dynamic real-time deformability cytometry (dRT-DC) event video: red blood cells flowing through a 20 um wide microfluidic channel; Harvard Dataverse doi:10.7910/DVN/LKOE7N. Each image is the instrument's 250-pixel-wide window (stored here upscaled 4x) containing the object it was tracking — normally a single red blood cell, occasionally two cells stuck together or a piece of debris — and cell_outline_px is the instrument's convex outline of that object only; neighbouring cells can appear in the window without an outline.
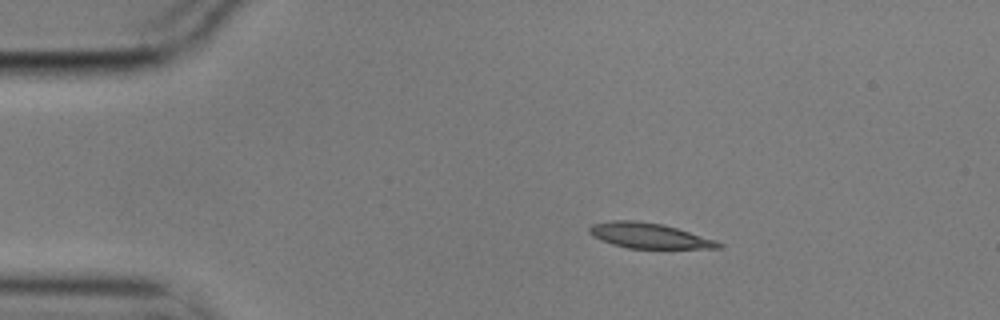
{"species": "common noctule bat (a hibernating species)", "species_latin": "Nyctalus noctula", "temperature_condition": "cold", "stored_images_in_passage": 6, "camera_frame_rate_fps": 3000, "um_per_image_px": 0.085, "animal": {"sex": "male", "body_mass_g": 17.9}, "frame": {"image": 1, "passage_image": 2, "time_ms": 0.333, "image_size_px": [1000, 320], "cell_outline_px": [[724, 248], [628, 248], [612, 244], [600, 240], [592, 236], [588, 232], [588, 228], [592, 224], [612, 220], [632, 220], [664, 224], [716, 240], [724, 244]], "centroid_in_image_um": [55.16, 20.03], "position_along_channel_um": 29.8, "area_um2": 19.07}}
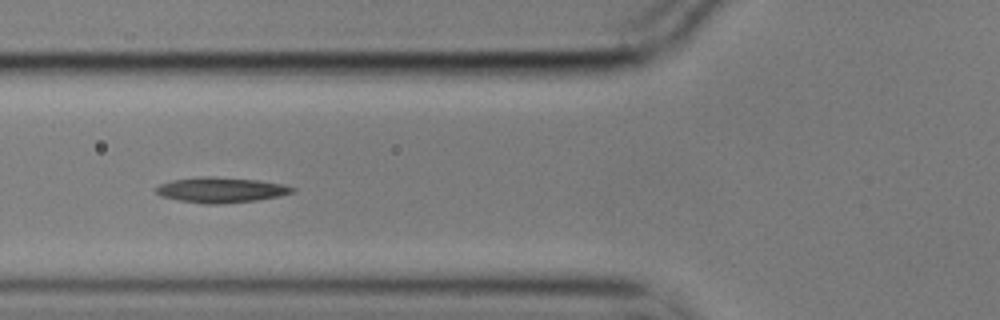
{"frame": {"image": 2, "passage_image": 5, "time_ms": 1.333, "image_size_px": [1000, 320], "cell_outline_px": [[296, 192], [256, 200], [216, 204], [204, 204], [180, 200], [160, 196], [156, 192], [156, 188], [160, 184], [172, 180], [200, 176], [212, 176], [256, 180], [284, 184], [296, 188]], "centroid_in_image_um": [18.78, 16.13], "position_along_channel_um": 107.0, "area_um2": 20.0}}
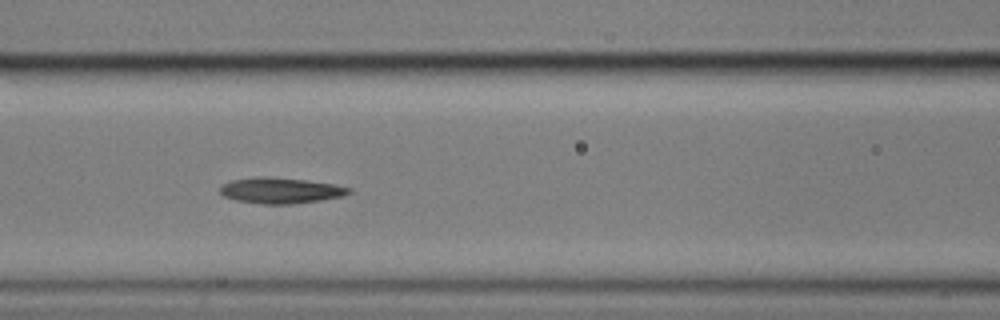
{"frame": {"image": 3, "passage_image": 6, "time_ms": 1.667, "image_size_px": [1000, 320], "cell_outline_px": [[352, 192], [344, 196], [320, 200], [292, 204], [260, 204], [236, 200], [224, 196], [220, 192], [220, 188], [224, 184], [232, 180], [256, 176], [268, 176], [308, 180], [332, 184], [352, 188]], "centroid_in_image_um": [23.87, 16.19], "position_along_channel_um": 142.7, "area_um2": 19.48}}